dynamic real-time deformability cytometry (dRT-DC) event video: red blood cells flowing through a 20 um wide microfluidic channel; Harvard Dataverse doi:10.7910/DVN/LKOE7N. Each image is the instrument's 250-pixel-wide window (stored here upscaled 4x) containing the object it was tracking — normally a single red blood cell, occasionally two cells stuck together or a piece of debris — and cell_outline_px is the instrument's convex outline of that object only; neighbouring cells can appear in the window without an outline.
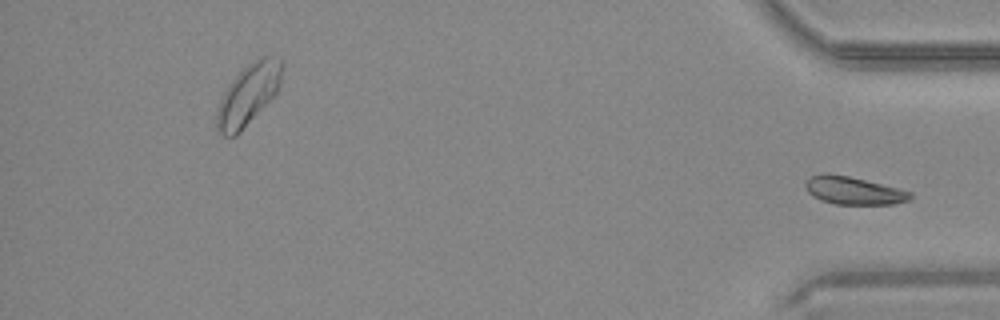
{"species": "common noctule bat (a hibernating species)", "species_latin": "Nyctalus noctula", "temperature_condition": "warm", "stored_images_in_passage": 40, "segment_of_instrument_passage": [2, 2], "camera_frame_rate_fps": 3000, "um_per_image_px": 0.085, "animal": {"sex": "male", "body_mass_g": 20.4}, "frame": {"image": 1, "passage_image": 40, "time_ms": 13.0, "image_size_px": [1000, 320], "cell_outline_px": [[912, 196], [908, 200], [892, 204], [836, 204], [820, 200], [812, 196], [808, 192], [804, 184], [812, 176], [828, 172], [848, 176], [900, 188], [912, 192]], "centroid_in_image_um": [72.55, 16.19], "position_along_channel_um": 362.7, "area_um2": 16.94}}